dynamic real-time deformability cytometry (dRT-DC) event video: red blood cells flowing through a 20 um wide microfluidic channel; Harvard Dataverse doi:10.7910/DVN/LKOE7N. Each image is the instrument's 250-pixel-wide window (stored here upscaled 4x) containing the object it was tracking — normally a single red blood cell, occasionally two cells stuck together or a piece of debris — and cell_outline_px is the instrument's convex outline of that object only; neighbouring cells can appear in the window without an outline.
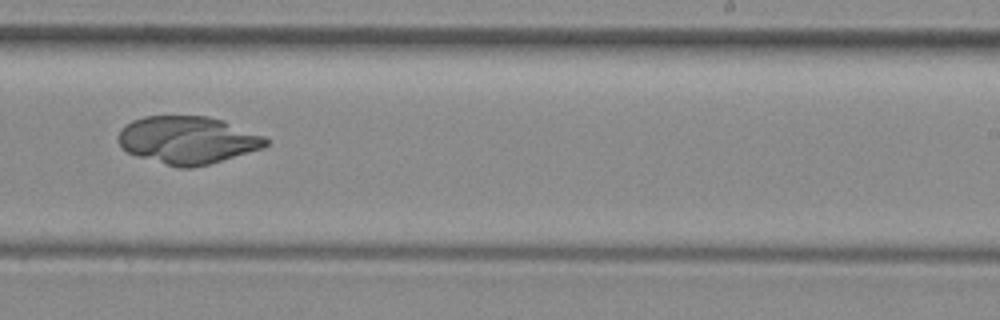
{"species": "common noctule bat (a hibernating species)", "species_latin": "Nyctalus noctula", "temperature_condition": "room temperature", "stored_images_in_passage": 51, "camera_frame_rate_fps": 3000, "um_per_image_px": 0.085, "animal": {"sex": "female", "body_mass_g": 29.2, "forearm_length_mm": 56.3}, "frame": {"image": 1, "passage_image": 31, "time_ms": 10.0, "image_size_px": [1000, 320], "cell_outline_px": [[268, 144], [260, 148], [208, 164], [192, 168], [180, 168], [136, 156], [128, 152], [120, 144], [116, 136], [120, 128], [124, 124], [132, 120], [144, 116], [208, 116], [224, 120], [264, 136], [268, 140]], "centroid_in_image_um": [15.89, 11.89], "position_along_channel_um": 273.1, "area_um2": 40.81}}
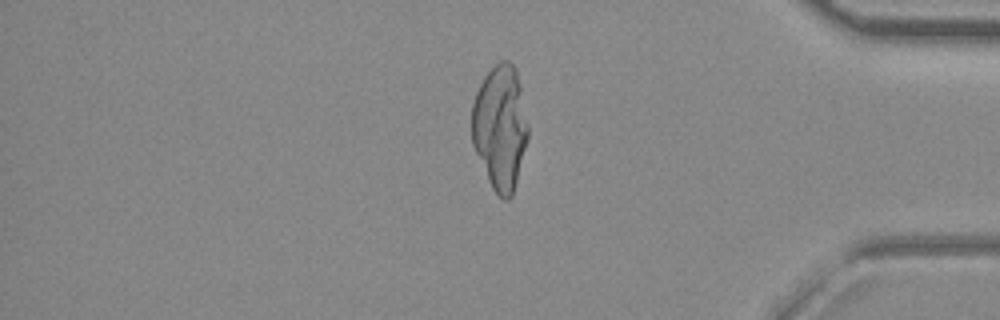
{"frame": {"image": 2, "passage_image": 42, "time_ms": 13.667, "image_size_px": [1000, 320], "cell_outline_px": [[528, 140], [516, 184], [512, 196], [508, 200], [504, 200], [492, 188], [488, 180], [472, 144], [472, 104], [476, 92], [484, 76], [500, 60], [508, 60], [516, 68], [528, 128]], "centroid_in_image_um": [42.51, 10.84], "position_along_channel_um": 392.7, "area_um2": 40.69}}